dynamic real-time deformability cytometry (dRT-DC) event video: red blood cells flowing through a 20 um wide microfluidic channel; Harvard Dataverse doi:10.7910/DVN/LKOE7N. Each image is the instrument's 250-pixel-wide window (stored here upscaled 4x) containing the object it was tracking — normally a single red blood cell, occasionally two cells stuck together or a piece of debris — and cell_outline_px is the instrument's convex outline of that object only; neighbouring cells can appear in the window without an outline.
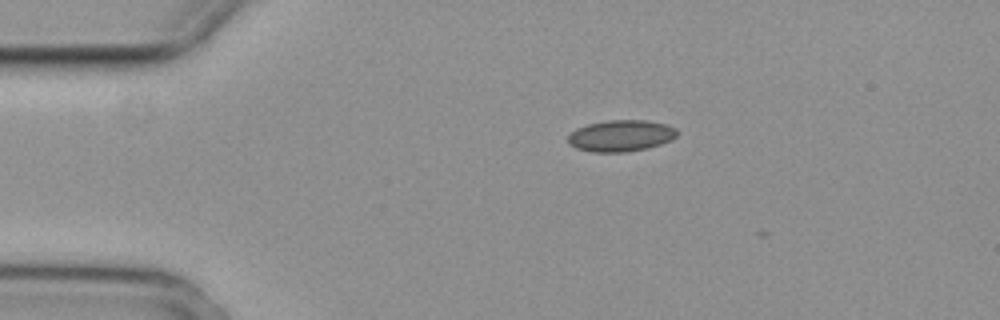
{"species": "common noctule bat (a hibernating species)", "species_latin": "Nyctalus noctula", "temperature_condition": "cold", "stored_images_in_passage": 3, "camera_frame_rate_fps": 3000, "um_per_image_px": 0.085, "animal": {"sex": "female", "body_mass_g": 29.2, "forearm_length_mm": 56.3}, "frame": {"image": 1, "passage_image": 1, "time_ms": 0.0, "image_size_px": [1000, 320], "cell_outline_px": [[680, 132], [672, 140], [648, 148], [624, 152], [588, 152], [576, 148], [568, 144], [568, 136], [576, 128], [588, 124], [608, 120], [648, 120], [668, 124], [676, 128]], "centroid_in_image_um": [52.8, 11.54], "position_along_channel_um": 32.2, "area_um2": 20.29}}
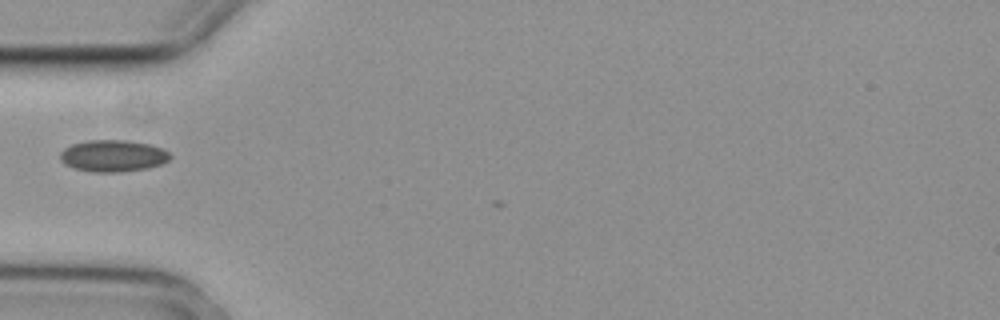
{"frame": {"image": 2, "passage_image": 3, "time_ms": 0.667, "image_size_px": [1000, 320], "cell_outline_px": [[172, 156], [168, 160], [160, 164], [148, 168], [120, 172], [92, 172], [72, 168], [64, 164], [60, 160], [60, 152], [64, 148], [72, 144], [88, 140], [128, 140], [148, 144], [164, 148]], "centroid_in_image_um": [9.58, 13.25], "position_along_channel_um": 75.4, "area_um2": 20.52}}